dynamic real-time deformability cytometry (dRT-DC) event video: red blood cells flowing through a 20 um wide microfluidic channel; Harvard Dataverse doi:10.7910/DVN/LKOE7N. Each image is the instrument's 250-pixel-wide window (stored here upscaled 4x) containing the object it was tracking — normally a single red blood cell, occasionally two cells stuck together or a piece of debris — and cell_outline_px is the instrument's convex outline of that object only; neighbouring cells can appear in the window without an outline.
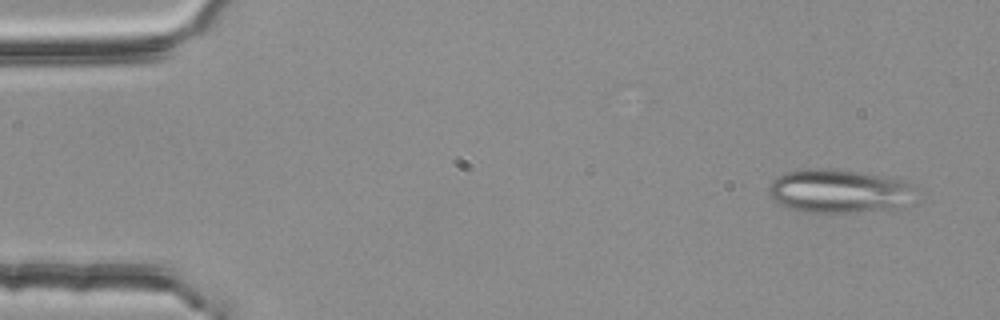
{"species": "common noctule bat (a hibernating species)", "species_latin": "Nyctalus noctula", "temperature_condition": "room temperature", "stored_images_in_passage": 52, "camera_frame_rate_fps": 3000, "um_per_image_px": 0.085, "animal": {"sex": "female", "body_mass_g": 25.1}, "frame": {"image": 1, "passage_image": 4, "time_ms": 1.0, "image_size_px": [1000, 320], "cell_outline_px": [[908, 184], [892, 204], [876, 208], [844, 212], [804, 212], [788, 208], [780, 204], [768, 192], [768, 188], [772, 180], [776, 176], [784, 172], [804, 168], [832, 168], [860, 172], [908, 180]], "centroid_in_image_um": [70.92, 16.16], "position_along_channel_um": 14.1, "area_um2": 34.91}}
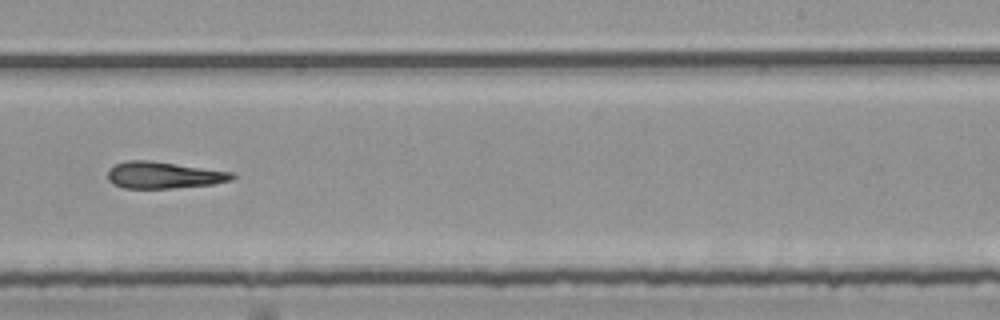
{"frame": {"image": 2, "passage_image": 34, "time_ms": 11.0, "image_size_px": [1000, 320], "cell_outline_px": [[236, 176], [232, 180], [212, 184], [172, 188], [124, 188], [112, 184], [108, 180], [108, 168], [116, 164], [128, 160], [148, 160], [232, 172]], "centroid_in_image_um": [13.87, 14.89], "position_along_channel_um": 275.1, "area_um2": 19.25}}
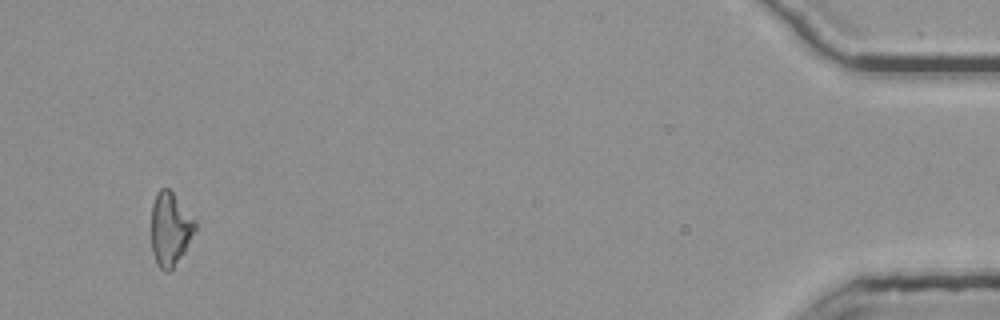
{"frame": {"image": 3, "passage_image": 52, "time_ms": 17.0, "image_size_px": [1000, 320], "cell_outline_px": [[196, 228], [184, 252], [172, 272], [164, 272], [156, 264], [152, 252], [152, 204], [156, 192], [160, 188], [168, 188], [172, 192], [196, 220]], "centroid_in_image_um": [14.46, 19.5], "position_along_channel_um": 420.7, "area_um2": 18.9}}